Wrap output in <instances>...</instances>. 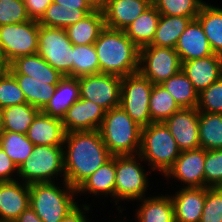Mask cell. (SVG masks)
I'll list each match as a JSON object with an SVG mask.
<instances>
[{
  "label": "cell",
  "mask_w": 222,
  "mask_h": 222,
  "mask_svg": "<svg viewBox=\"0 0 222 222\" xmlns=\"http://www.w3.org/2000/svg\"><path fill=\"white\" fill-rule=\"evenodd\" d=\"M61 222H88L81 209L76 205Z\"/></svg>",
  "instance_id": "bcb514c9"
},
{
  "label": "cell",
  "mask_w": 222,
  "mask_h": 222,
  "mask_svg": "<svg viewBox=\"0 0 222 222\" xmlns=\"http://www.w3.org/2000/svg\"><path fill=\"white\" fill-rule=\"evenodd\" d=\"M181 70L200 93L222 77V56L213 54L182 62Z\"/></svg>",
  "instance_id": "e0dca14e"
},
{
  "label": "cell",
  "mask_w": 222,
  "mask_h": 222,
  "mask_svg": "<svg viewBox=\"0 0 222 222\" xmlns=\"http://www.w3.org/2000/svg\"><path fill=\"white\" fill-rule=\"evenodd\" d=\"M105 1L106 0H85V2L93 11H100V12L104 10Z\"/></svg>",
  "instance_id": "681fc988"
},
{
  "label": "cell",
  "mask_w": 222,
  "mask_h": 222,
  "mask_svg": "<svg viewBox=\"0 0 222 222\" xmlns=\"http://www.w3.org/2000/svg\"><path fill=\"white\" fill-rule=\"evenodd\" d=\"M3 132L2 108H0V134Z\"/></svg>",
  "instance_id": "816d5d0a"
},
{
  "label": "cell",
  "mask_w": 222,
  "mask_h": 222,
  "mask_svg": "<svg viewBox=\"0 0 222 222\" xmlns=\"http://www.w3.org/2000/svg\"><path fill=\"white\" fill-rule=\"evenodd\" d=\"M179 149L164 122H152L141 129V145L138 158L145 159L164 175L179 157Z\"/></svg>",
  "instance_id": "277c9868"
},
{
  "label": "cell",
  "mask_w": 222,
  "mask_h": 222,
  "mask_svg": "<svg viewBox=\"0 0 222 222\" xmlns=\"http://www.w3.org/2000/svg\"><path fill=\"white\" fill-rule=\"evenodd\" d=\"M104 28L103 12L93 11L65 30L73 45H89L94 44Z\"/></svg>",
  "instance_id": "d4e9b609"
},
{
  "label": "cell",
  "mask_w": 222,
  "mask_h": 222,
  "mask_svg": "<svg viewBox=\"0 0 222 222\" xmlns=\"http://www.w3.org/2000/svg\"><path fill=\"white\" fill-rule=\"evenodd\" d=\"M153 84L139 72L122 77L121 108L140 126L152 123L149 100Z\"/></svg>",
  "instance_id": "ba28073f"
},
{
  "label": "cell",
  "mask_w": 222,
  "mask_h": 222,
  "mask_svg": "<svg viewBox=\"0 0 222 222\" xmlns=\"http://www.w3.org/2000/svg\"><path fill=\"white\" fill-rule=\"evenodd\" d=\"M200 222H222V192L208 188Z\"/></svg>",
  "instance_id": "7bdbcfd3"
},
{
  "label": "cell",
  "mask_w": 222,
  "mask_h": 222,
  "mask_svg": "<svg viewBox=\"0 0 222 222\" xmlns=\"http://www.w3.org/2000/svg\"><path fill=\"white\" fill-rule=\"evenodd\" d=\"M205 158L206 150L203 148L181 151L174 165L164 176L169 178L171 175L187 184L186 187H204Z\"/></svg>",
  "instance_id": "9a60e30c"
},
{
  "label": "cell",
  "mask_w": 222,
  "mask_h": 222,
  "mask_svg": "<svg viewBox=\"0 0 222 222\" xmlns=\"http://www.w3.org/2000/svg\"><path fill=\"white\" fill-rule=\"evenodd\" d=\"M15 171H17L16 173L18 175V167L0 147V182L15 181V179L11 177Z\"/></svg>",
  "instance_id": "ee69618b"
},
{
  "label": "cell",
  "mask_w": 222,
  "mask_h": 222,
  "mask_svg": "<svg viewBox=\"0 0 222 222\" xmlns=\"http://www.w3.org/2000/svg\"><path fill=\"white\" fill-rule=\"evenodd\" d=\"M0 147L19 168L31 156L34 144L26 134L3 131L0 134Z\"/></svg>",
  "instance_id": "e575fe53"
},
{
  "label": "cell",
  "mask_w": 222,
  "mask_h": 222,
  "mask_svg": "<svg viewBox=\"0 0 222 222\" xmlns=\"http://www.w3.org/2000/svg\"><path fill=\"white\" fill-rule=\"evenodd\" d=\"M134 155L115 156V199L143 200L147 185L144 169ZM138 162V163H137Z\"/></svg>",
  "instance_id": "8fae6325"
},
{
  "label": "cell",
  "mask_w": 222,
  "mask_h": 222,
  "mask_svg": "<svg viewBox=\"0 0 222 222\" xmlns=\"http://www.w3.org/2000/svg\"><path fill=\"white\" fill-rule=\"evenodd\" d=\"M15 222H43L36 214V212L28 207Z\"/></svg>",
  "instance_id": "7dc6e473"
},
{
  "label": "cell",
  "mask_w": 222,
  "mask_h": 222,
  "mask_svg": "<svg viewBox=\"0 0 222 222\" xmlns=\"http://www.w3.org/2000/svg\"><path fill=\"white\" fill-rule=\"evenodd\" d=\"M8 70V63L5 61L2 52L0 51V74Z\"/></svg>",
  "instance_id": "f907efd6"
},
{
  "label": "cell",
  "mask_w": 222,
  "mask_h": 222,
  "mask_svg": "<svg viewBox=\"0 0 222 222\" xmlns=\"http://www.w3.org/2000/svg\"><path fill=\"white\" fill-rule=\"evenodd\" d=\"M200 148L222 149V114L199 112Z\"/></svg>",
  "instance_id": "d6a6232c"
},
{
  "label": "cell",
  "mask_w": 222,
  "mask_h": 222,
  "mask_svg": "<svg viewBox=\"0 0 222 222\" xmlns=\"http://www.w3.org/2000/svg\"><path fill=\"white\" fill-rule=\"evenodd\" d=\"M23 91L26 103L42 111L53 96L60 80H40L27 75L12 74Z\"/></svg>",
  "instance_id": "603a6c76"
},
{
  "label": "cell",
  "mask_w": 222,
  "mask_h": 222,
  "mask_svg": "<svg viewBox=\"0 0 222 222\" xmlns=\"http://www.w3.org/2000/svg\"><path fill=\"white\" fill-rule=\"evenodd\" d=\"M174 49L178 53L181 63L214 54L197 19H192L189 22L184 32L178 38Z\"/></svg>",
  "instance_id": "ac0fdd59"
},
{
  "label": "cell",
  "mask_w": 222,
  "mask_h": 222,
  "mask_svg": "<svg viewBox=\"0 0 222 222\" xmlns=\"http://www.w3.org/2000/svg\"><path fill=\"white\" fill-rule=\"evenodd\" d=\"M100 74V66L94 44L73 45V77Z\"/></svg>",
  "instance_id": "8d00e7d4"
},
{
  "label": "cell",
  "mask_w": 222,
  "mask_h": 222,
  "mask_svg": "<svg viewBox=\"0 0 222 222\" xmlns=\"http://www.w3.org/2000/svg\"><path fill=\"white\" fill-rule=\"evenodd\" d=\"M199 112L222 114V77L198 95Z\"/></svg>",
  "instance_id": "ab89813d"
},
{
  "label": "cell",
  "mask_w": 222,
  "mask_h": 222,
  "mask_svg": "<svg viewBox=\"0 0 222 222\" xmlns=\"http://www.w3.org/2000/svg\"><path fill=\"white\" fill-rule=\"evenodd\" d=\"M30 20L24 1L0 0V26L23 23Z\"/></svg>",
  "instance_id": "b9f144b4"
},
{
  "label": "cell",
  "mask_w": 222,
  "mask_h": 222,
  "mask_svg": "<svg viewBox=\"0 0 222 222\" xmlns=\"http://www.w3.org/2000/svg\"><path fill=\"white\" fill-rule=\"evenodd\" d=\"M160 20V13L154 6L148 7L124 31L140 49L152 43Z\"/></svg>",
  "instance_id": "484cf974"
},
{
  "label": "cell",
  "mask_w": 222,
  "mask_h": 222,
  "mask_svg": "<svg viewBox=\"0 0 222 222\" xmlns=\"http://www.w3.org/2000/svg\"><path fill=\"white\" fill-rule=\"evenodd\" d=\"M106 111L93 101L80 98L67 110L62 119L66 133L99 130Z\"/></svg>",
  "instance_id": "5bb4252c"
},
{
  "label": "cell",
  "mask_w": 222,
  "mask_h": 222,
  "mask_svg": "<svg viewBox=\"0 0 222 222\" xmlns=\"http://www.w3.org/2000/svg\"><path fill=\"white\" fill-rule=\"evenodd\" d=\"M137 212L139 222H175L174 206L170 196L144 198Z\"/></svg>",
  "instance_id": "4dcf8cb0"
},
{
  "label": "cell",
  "mask_w": 222,
  "mask_h": 222,
  "mask_svg": "<svg viewBox=\"0 0 222 222\" xmlns=\"http://www.w3.org/2000/svg\"><path fill=\"white\" fill-rule=\"evenodd\" d=\"M141 129L142 127L118 106L105 113L99 132L112 156L137 155L141 145Z\"/></svg>",
  "instance_id": "3957f363"
},
{
  "label": "cell",
  "mask_w": 222,
  "mask_h": 222,
  "mask_svg": "<svg viewBox=\"0 0 222 222\" xmlns=\"http://www.w3.org/2000/svg\"><path fill=\"white\" fill-rule=\"evenodd\" d=\"M92 9H77V7H62L61 4L51 3L41 19L39 25L66 29L86 17Z\"/></svg>",
  "instance_id": "f1b7e54d"
},
{
  "label": "cell",
  "mask_w": 222,
  "mask_h": 222,
  "mask_svg": "<svg viewBox=\"0 0 222 222\" xmlns=\"http://www.w3.org/2000/svg\"><path fill=\"white\" fill-rule=\"evenodd\" d=\"M80 98L93 101L106 112L120 106L122 77L96 74L78 77Z\"/></svg>",
  "instance_id": "7c38bea8"
},
{
  "label": "cell",
  "mask_w": 222,
  "mask_h": 222,
  "mask_svg": "<svg viewBox=\"0 0 222 222\" xmlns=\"http://www.w3.org/2000/svg\"><path fill=\"white\" fill-rule=\"evenodd\" d=\"M179 109L181 107L161 84H153L149 100L152 122H164Z\"/></svg>",
  "instance_id": "d590c367"
},
{
  "label": "cell",
  "mask_w": 222,
  "mask_h": 222,
  "mask_svg": "<svg viewBox=\"0 0 222 222\" xmlns=\"http://www.w3.org/2000/svg\"><path fill=\"white\" fill-rule=\"evenodd\" d=\"M63 151V145H34L31 156L18 168V176L29 185L52 182L59 173L65 180Z\"/></svg>",
  "instance_id": "8992f818"
},
{
  "label": "cell",
  "mask_w": 222,
  "mask_h": 222,
  "mask_svg": "<svg viewBox=\"0 0 222 222\" xmlns=\"http://www.w3.org/2000/svg\"><path fill=\"white\" fill-rule=\"evenodd\" d=\"M39 112L37 107L28 103L3 108V131L27 134L28 128Z\"/></svg>",
  "instance_id": "1f68e13d"
},
{
  "label": "cell",
  "mask_w": 222,
  "mask_h": 222,
  "mask_svg": "<svg viewBox=\"0 0 222 222\" xmlns=\"http://www.w3.org/2000/svg\"><path fill=\"white\" fill-rule=\"evenodd\" d=\"M161 85L173 96L181 108H197L199 93L182 70Z\"/></svg>",
  "instance_id": "836d02e7"
},
{
  "label": "cell",
  "mask_w": 222,
  "mask_h": 222,
  "mask_svg": "<svg viewBox=\"0 0 222 222\" xmlns=\"http://www.w3.org/2000/svg\"><path fill=\"white\" fill-rule=\"evenodd\" d=\"M53 0H24L28 17L39 21Z\"/></svg>",
  "instance_id": "f6af8a7d"
},
{
  "label": "cell",
  "mask_w": 222,
  "mask_h": 222,
  "mask_svg": "<svg viewBox=\"0 0 222 222\" xmlns=\"http://www.w3.org/2000/svg\"><path fill=\"white\" fill-rule=\"evenodd\" d=\"M222 182V149L206 150L204 187L217 188Z\"/></svg>",
  "instance_id": "60d3db41"
},
{
  "label": "cell",
  "mask_w": 222,
  "mask_h": 222,
  "mask_svg": "<svg viewBox=\"0 0 222 222\" xmlns=\"http://www.w3.org/2000/svg\"><path fill=\"white\" fill-rule=\"evenodd\" d=\"M11 74L27 75L40 80H61L64 76L38 53L18 57L8 65Z\"/></svg>",
  "instance_id": "cb8c5ba5"
},
{
  "label": "cell",
  "mask_w": 222,
  "mask_h": 222,
  "mask_svg": "<svg viewBox=\"0 0 222 222\" xmlns=\"http://www.w3.org/2000/svg\"><path fill=\"white\" fill-rule=\"evenodd\" d=\"M26 103L15 77L7 70L0 74V108Z\"/></svg>",
  "instance_id": "f35d334b"
},
{
  "label": "cell",
  "mask_w": 222,
  "mask_h": 222,
  "mask_svg": "<svg viewBox=\"0 0 222 222\" xmlns=\"http://www.w3.org/2000/svg\"><path fill=\"white\" fill-rule=\"evenodd\" d=\"M79 99L78 78L64 76L57 84L53 96L42 112L53 118L62 120L70 106Z\"/></svg>",
  "instance_id": "7402d4cb"
},
{
  "label": "cell",
  "mask_w": 222,
  "mask_h": 222,
  "mask_svg": "<svg viewBox=\"0 0 222 222\" xmlns=\"http://www.w3.org/2000/svg\"><path fill=\"white\" fill-rule=\"evenodd\" d=\"M53 3L61 4L62 7H77V9H91L85 0H53Z\"/></svg>",
  "instance_id": "c3c4849f"
},
{
  "label": "cell",
  "mask_w": 222,
  "mask_h": 222,
  "mask_svg": "<svg viewBox=\"0 0 222 222\" xmlns=\"http://www.w3.org/2000/svg\"><path fill=\"white\" fill-rule=\"evenodd\" d=\"M148 4H150L151 6H153L157 0H145Z\"/></svg>",
  "instance_id": "f5cc1de1"
},
{
  "label": "cell",
  "mask_w": 222,
  "mask_h": 222,
  "mask_svg": "<svg viewBox=\"0 0 222 222\" xmlns=\"http://www.w3.org/2000/svg\"><path fill=\"white\" fill-rule=\"evenodd\" d=\"M30 207L29 184L0 182V222H15Z\"/></svg>",
  "instance_id": "2e32d148"
},
{
  "label": "cell",
  "mask_w": 222,
  "mask_h": 222,
  "mask_svg": "<svg viewBox=\"0 0 222 222\" xmlns=\"http://www.w3.org/2000/svg\"><path fill=\"white\" fill-rule=\"evenodd\" d=\"M196 19L200 22L214 54L222 56V9L204 3Z\"/></svg>",
  "instance_id": "83f0119b"
},
{
  "label": "cell",
  "mask_w": 222,
  "mask_h": 222,
  "mask_svg": "<svg viewBox=\"0 0 222 222\" xmlns=\"http://www.w3.org/2000/svg\"><path fill=\"white\" fill-rule=\"evenodd\" d=\"M207 187H183L171 196L175 222H200Z\"/></svg>",
  "instance_id": "ffe728a7"
},
{
  "label": "cell",
  "mask_w": 222,
  "mask_h": 222,
  "mask_svg": "<svg viewBox=\"0 0 222 222\" xmlns=\"http://www.w3.org/2000/svg\"><path fill=\"white\" fill-rule=\"evenodd\" d=\"M65 143H68V150L63 151L65 181L74 188L112 157L99 130L68 132Z\"/></svg>",
  "instance_id": "6da1fadb"
},
{
  "label": "cell",
  "mask_w": 222,
  "mask_h": 222,
  "mask_svg": "<svg viewBox=\"0 0 222 222\" xmlns=\"http://www.w3.org/2000/svg\"><path fill=\"white\" fill-rule=\"evenodd\" d=\"M150 6L145 0H106L102 11L105 27L124 31Z\"/></svg>",
  "instance_id": "d6986e66"
},
{
  "label": "cell",
  "mask_w": 222,
  "mask_h": 222,
  "mask_svg": "<svg viewBox=\"0 0 222 222\" xmlns=\"http://www.w3.org/2000/svg\"><path fill=\"white\" fill-rule=\"evenodd\" d=\"M38 34L36 20L0 26V51L8 65L18 57L37 53Z\"/></svg>",
  "instance_id": "9c48e42d"
},
{
  "label": "cell",
  "mask_w": 222,
  "mask_h": 222,
  "mask_svg": "<svg viewBox=\"0 0 222 222\" xmlns=\"http://www.w3.org/2000/svg\"><path fill=\"white\" fill-rule=\"evenodd\" d=\"M115 156H112L105 164H103L95 173L90 175L77 188L79 192H90L93 194L104 193L110 194L115 198Z\"/></svg>",
  "instance_id": "4316f807"
},
{
  "label": "cell",
  "mask_w": 222,
  "mask_h": 222,
  "mask_svg": "<svg viewBox=\"0 0 222 222\" xmlns=\"http://www.w3.org/2000/svg\"><path fill=\"white\" fill-rule=\"evenodd\" d=\"M164 123L181 151L200 148L199 111L197 108H181Z\"/></svg>",
  "instance_id": "4fadbf2b"
},
{
  "label": "cell",
  "mask_w": 222,
  "mask_h": 222,
  "mask_svg": "<svg viewBox=\"0 0 222 222\" xmlns=\"http://www.w3.org/2000/svg\"><path fill=\"white\" fill-rule=\"evenodd\" d=\"M100 73L125 77L139 70V48L125 31L105 27L94 42Z\"/></svg>",
  "instance_id": "7a4b0ae2"
},
{
  "label": "cell",
  "mask_w": 222,
  "mask_h": 222,
  "mask_svg": "<svg viewBox=\"0 0 222 222\" xmlns=\"http://www.w3.org/2000/svg\"><path fill=\"white\" fill-rule=\"evenodd\" d=\"M192 18L184 16L160 15L155 37L150 45L175 48L178 38Z\"/></svg>",
  "instance_id": "f546056e"
},
{
  "label": "cell",
  "mask_w": 222,
  "mask_h": 222,
  "mask_svg": "<svg viewBox=\"0 0 222 222\" xmlns=\"http://www.w3.org/2000/svg\"><path fill=\"white\" fill-rule=\"evenodd\" d=\"M203 4L201 0H157L153 6L160 15L196 19Z\"/></svg>",
  "instance_id": "74e56055"
},
{
  "label": "cell",
  "mask_w": 222,
  "mask_h": 222,
  "mask_svg": "<svg viewBox=\"0 0 222 222\" xmlns=\"http://www.w3.org/2000/svg\"><path fill=\"white\" fill-rule=\"evenodd\" d=\"M217 188L222 192V182Z\"/></svg>",
  "instance_id": "db71d44e"
},
{
  "label": "cell",
  "mask_w": 222,
  "mask_h": 222,
  "mask_svg": "<svg viewBox=\"0 0 222 222\" xmlns=\"http://www.w3.org/2000/svg\"><path fill=\"white\" fill-rule=\"evenodd\" d=\"M66 190L55 186L53 182L33 183L30 189V207L43 222H61L77 205L73 196L76 188L65 180Z\"/></svg>",
  "instance_id": "5b68a950"
},
{
  "label": "cell",
  "mask_w": 222,
  "mask_h": 222,
  "mask_svg": "<svg viewBox=\"0 0 222 222\" xmlns=\"http://www.w3.org/2000/svg\"><path fill=\"white\" fill-rule=\"evenodd\" d=\"M37 53L60 74L73 77V44L65 29L39 25Z\"/></svg>",
  "instance_id": "52a82bcc"
},
{
  "label": "cell",
  "mask_w": 222,
  "mask_h": 222,
  "mask_svg": "<svg viewBox=\"0 0 222 222\" xmlns=\"http://www.w3.org/2000/svg\"><path fill=\"white\" fill-rule=\"evenodd\" d=\"M27 138L34 145H64L66 131L60 119L40 111L27 131Z\"/></svg>",
  "instance_id": "44dd1931"
},
{
  "label": "cell",
  "mask_w": 222,
  "mask_h": 222,
  "mask_svg": "<svg viewBox=\"0 0 222 222\" xmlns=\"http://www.w3.org/2000/svg\"><path fill=\"white\" fill-rule=\"evenodd\" d=\"M181 69L179 55L173 48L149 44L139 50L138 72L152 84H162Z\"/></svg>",
  "instance_id": "30bf717a"
}]
</instances>
